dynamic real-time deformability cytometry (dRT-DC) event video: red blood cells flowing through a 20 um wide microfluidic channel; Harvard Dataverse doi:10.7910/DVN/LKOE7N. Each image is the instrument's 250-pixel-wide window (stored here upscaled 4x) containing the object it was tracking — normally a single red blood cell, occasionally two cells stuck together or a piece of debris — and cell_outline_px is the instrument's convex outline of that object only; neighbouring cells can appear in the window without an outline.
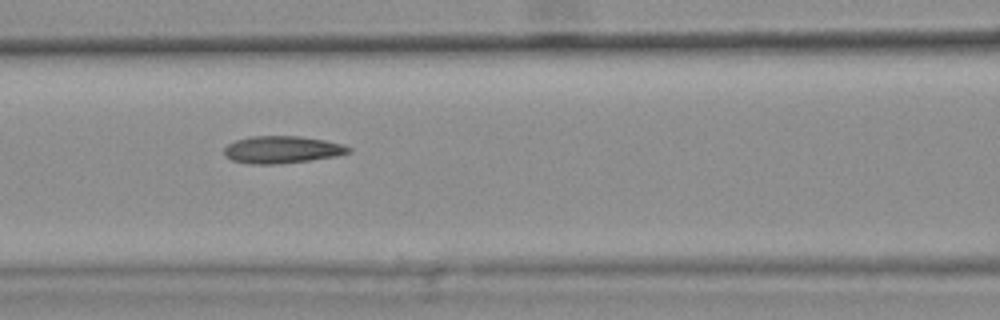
{"species": "common noctule bat (a hibernating species)", "species_latin": "Nyctalus noctula", "temperature_condition": "warm", "stored_images_in_passage": 44, "camera_frame_rate_fps": 3000, "um_per_image_px": 0.085, "animal": {"sex": "female", "body_mass_g": 25.1}, "frame": {"image": 1, "passage_image": 19, "time_ms": 6.0, "image_size_px": [1000, 320], "cell_outline_px": [[352, 152], [336, 156], [308, 160], [276, 164], [248, 164], [232, 160], [224, 156], [224, 148], [228, 144], [236, 140], [248, 136], [300, 136], [324, 140], [340, 144], [352, 148]], "centroid_in_image_um": [23.94, 12.72], "position_along_channel_um": 142.7, "area_um2": 19.77}, "authors_computed_cell_mechanics": {"area_um2": 19.7965, "velocity_mm_per_s": 3.8036, "shape_relaxation_time_tau1_ms": null, "shape_relaxation_time_tau2_ms": 3.0152, "deformation_change_tau1": null, "deformation_change_tau2": 0.1176}}